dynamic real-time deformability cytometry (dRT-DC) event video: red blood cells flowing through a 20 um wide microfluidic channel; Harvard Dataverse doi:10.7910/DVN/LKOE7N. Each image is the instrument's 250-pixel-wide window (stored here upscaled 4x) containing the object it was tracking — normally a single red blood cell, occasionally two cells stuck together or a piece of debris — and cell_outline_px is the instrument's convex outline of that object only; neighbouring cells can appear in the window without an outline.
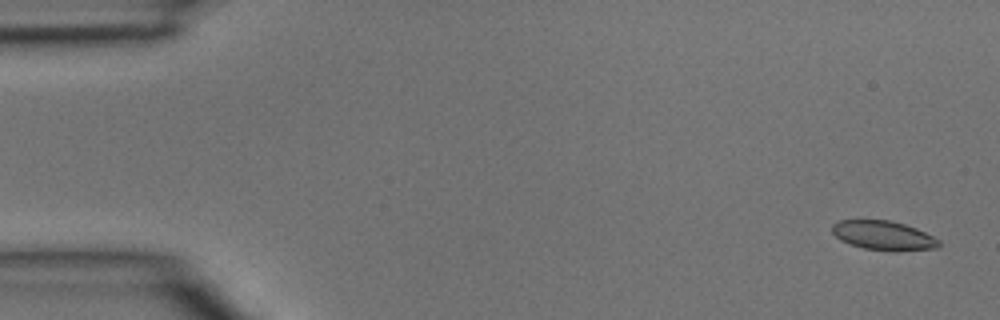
{"species": "common noctule bat (a hibernating species)", "species_latin": "Nyctalus noctula", "temperature_condition": "room temperature", "stored_images_in_passage": 4, "camera_frame_rate_fps": 3000, "um_per_image_px": 0.085, "animal": {"sex": "male", "body_mass_g": 15.6}, "frame": {"image": 1, "passage_image": 4, "time_ms": 1.0, "image_size_px": [1000, 320], "cell_outline_px": [[940, 244], [936, 248], [892, 252], [864, 248], [840, 240], [832, 232], [832, 224], [840, 220], [888, 220], [904, 224], [916, 228], [940, 240]], "centroid_in_image_um": [75.1, 20.02], "position_along_channel_um": 9.9, "area_um2": 18.15}}